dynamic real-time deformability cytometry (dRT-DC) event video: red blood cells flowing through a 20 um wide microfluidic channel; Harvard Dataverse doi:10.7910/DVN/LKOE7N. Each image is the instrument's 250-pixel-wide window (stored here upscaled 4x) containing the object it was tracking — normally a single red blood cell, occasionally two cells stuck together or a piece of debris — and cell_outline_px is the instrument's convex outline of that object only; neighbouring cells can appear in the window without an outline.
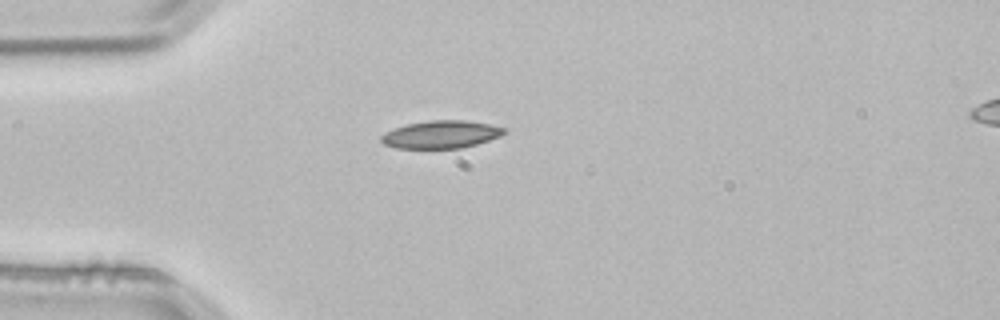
{"species": "common noctule bat (a hibernating species)", "species_latin": "Nyctalus noctula", "temperature_condition": "room temperature", "stored_images_in_passage": 2, "segment_of_instrument_passage": [1, 2], "camera_frame_rate_fps": 3000, "um_per_image_px": 0.085, "animal": {"sex": "male", "body_mass_g": 21.5, "forearm_length_mm": 52.0}, "frame": {"image": 1, "passage_image": 1, "time_ms": 0.0, "image_size_px": [1000, 320], "cell_outline_px": [[504, 132], [500, 136], [476, 144], [460, 148], [396, 148], [384, 144], [380, 140], [380, 136], [384, 132], [408, 124], [428, 120], [464, 120], [488, 124], [504, 128]], "centroid_in_image_um": [37.44, 11.43], "position_along_channel_um": 47.6, "area_um2": 19.59}}